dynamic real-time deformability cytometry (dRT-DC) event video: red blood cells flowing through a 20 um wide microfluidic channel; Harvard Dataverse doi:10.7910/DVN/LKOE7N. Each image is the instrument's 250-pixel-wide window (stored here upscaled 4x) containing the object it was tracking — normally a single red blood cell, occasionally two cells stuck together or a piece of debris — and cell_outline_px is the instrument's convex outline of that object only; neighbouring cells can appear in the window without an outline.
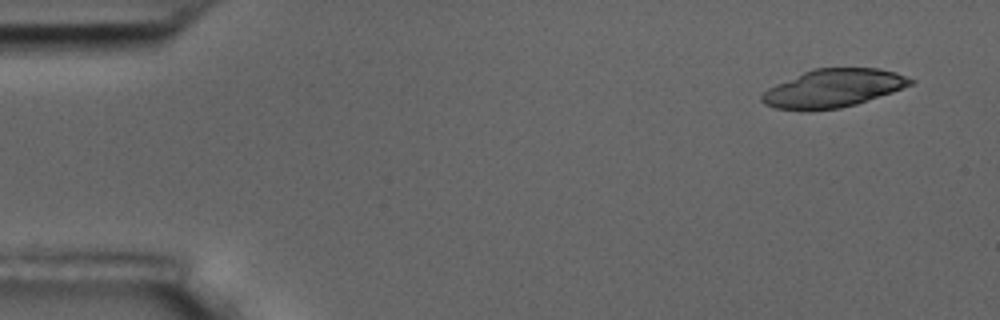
{"species": "common noctule bat (a hibernating species)", "species_latin": "Nyctalus noctula", "temperature_condition": "room temperature", "stored_images_in_passage": 5, "camera_frame_rate_fps": 3000, "um_per_image_px": 0.085, "animal": {"sex": "male", "body_mass_g": 17.5, "forearm_length_mm": 52.3}, "frame": {"image": 1, "passage_image": 1, "time_ms": 0.0, "image_size_px": [1000, 320], "cell_outline_px": [[916, 80], [912, 84], [892, 92], [856, 104], [840, 108], [812, 112], [804, 112], [776, 108], [764, 104], [760, 100], [760, 96], [768, 88], [776, 84], [812, 68], [876, 68], [896, 72]], "centroid_in_image_um": [70.78, 7.52], "position_along_channel_um": 14.2, "area_um2": 33.35}}